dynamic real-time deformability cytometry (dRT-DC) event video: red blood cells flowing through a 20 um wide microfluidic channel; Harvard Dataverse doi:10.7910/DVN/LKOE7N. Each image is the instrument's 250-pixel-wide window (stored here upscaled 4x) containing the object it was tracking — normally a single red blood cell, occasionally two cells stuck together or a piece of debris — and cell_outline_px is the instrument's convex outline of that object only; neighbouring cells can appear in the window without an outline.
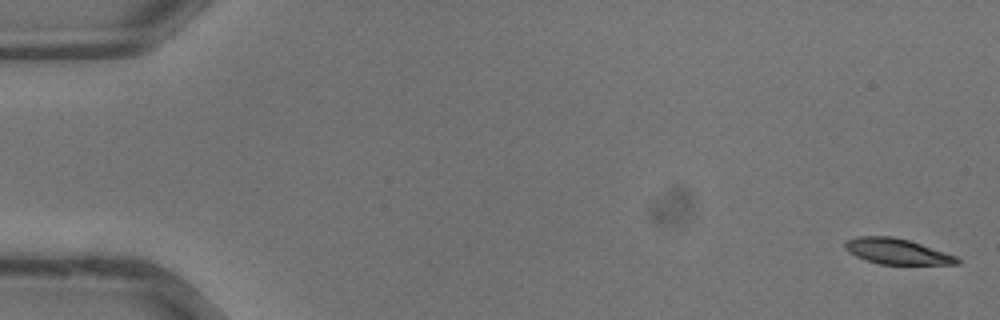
{"species": "common noctule bat (a hibernating species)", "species_latin": "Nyctalus noctula", "temperature_condition": "warm", "stored_images_in_passage": 36, "camera_frame_rate_fps": 3000, "um_per_image_px": 0.085, "animal": {"sex": "male", "body_mass_g": 13.3}, "frame": {"image": 1, "passage_image": 1, "time_ms": 0.0, "image_size_px": [1000, 320], "cell_outline_px": [[960, 264], [880, 264], [864, 260], [848, 252], [844, 248], [844, 244], [848, 240], [860, 236], [892, 236], [908, 240], [956, 256], [960, 260]], "centroid_in_image_um": [76.21, 21.37], "position_along_channel_um": 8.8, "area_um2": 16.53}}
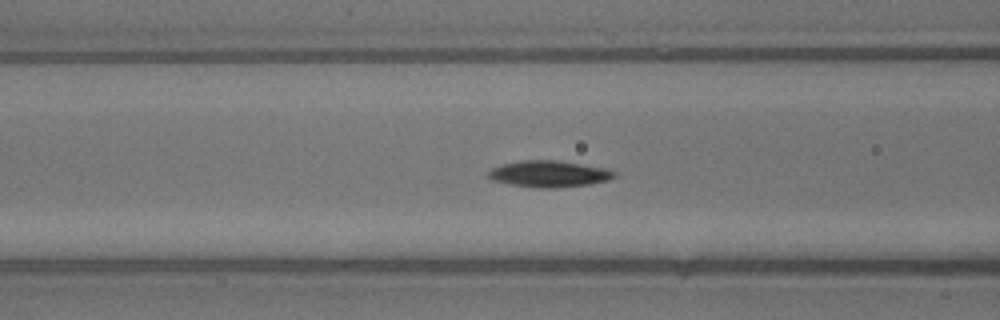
{"frame": {"image": 2, "passage_image": 15, "time_ms": 4.667, "image_size_px": [1000, 320], "cell_outline_px": [[616, 176], [608, 180], [588, 184], [556, 188], [536, 188], [512, 184], [492, 180], [488, 176], [488, 172], [492, 168], [500, 164], [520, 160], [560, 160], [608, 168], [616, 172]], "centroid_in_image_um": [46.69, 14.76], "position_along_channel_um": 119.9, "area_um2": 19.59}}
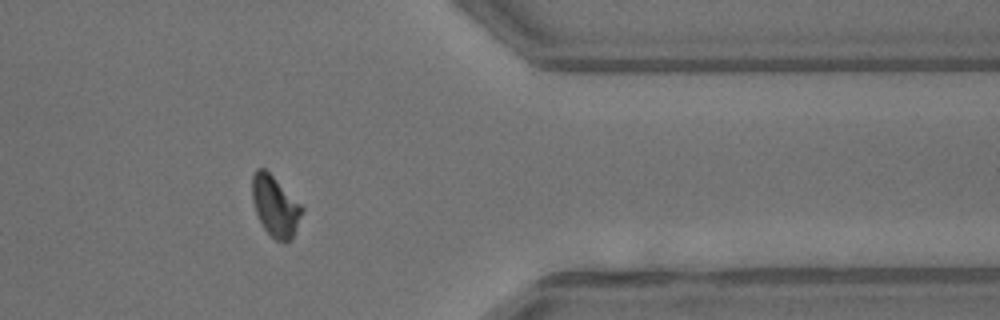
{"frame": {"image": 3, "passage_image": 30, "time_ms": 9.667, "image_size_px": [1000, 320], "cell_outline_px": [[304, 212], [292, 236], [288, 240], [276, 240], [264, 228], [256, 212], [252, 200], [252, 176], [256, 168], [264, 168], [304, 208]], "centroid_in_image_um": [23.38, 17.5], "position_along_channel_um": 388.0, "area_um2": 17.05}}